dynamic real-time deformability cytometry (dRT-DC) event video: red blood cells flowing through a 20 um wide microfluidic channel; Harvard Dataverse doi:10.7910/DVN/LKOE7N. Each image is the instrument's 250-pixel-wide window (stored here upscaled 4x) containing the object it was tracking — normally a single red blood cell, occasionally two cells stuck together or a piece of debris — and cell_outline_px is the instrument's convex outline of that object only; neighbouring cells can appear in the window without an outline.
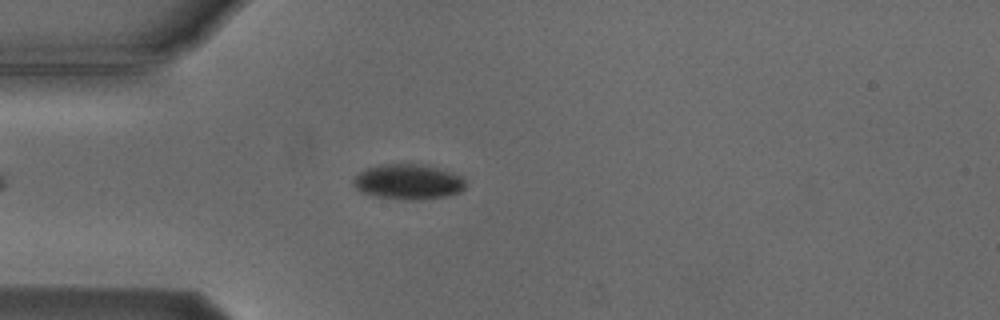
{"species": "Egyptian fruit bat (a non-hibernating species)", "species_latin": "Rousettus aegyptiacus", "temperature_condition": "cold", "stored_images_in_passage": 3, "camera_frame_rate_fps": 3000, "um_per_image_px": 0.085, "animal": {"sex": "male"}, "frame": {"image": 1, "passage_image": 3, "time_ms": 2.333, "image_size_px": [1000, 320], "cell_outline_px": [[468, 184], [460, 192], [448, 196], [424, 200], [404, 200], [372, 196], [360, 192], [352, 184], [352, 180], [364, 168], [380, 164], [424, 164], [452, 172], [460, 176]], "centroid_in_image_um": [34.69, 15.46], "position_along_channel_um": 50.3, "area_um2": 23.52}}